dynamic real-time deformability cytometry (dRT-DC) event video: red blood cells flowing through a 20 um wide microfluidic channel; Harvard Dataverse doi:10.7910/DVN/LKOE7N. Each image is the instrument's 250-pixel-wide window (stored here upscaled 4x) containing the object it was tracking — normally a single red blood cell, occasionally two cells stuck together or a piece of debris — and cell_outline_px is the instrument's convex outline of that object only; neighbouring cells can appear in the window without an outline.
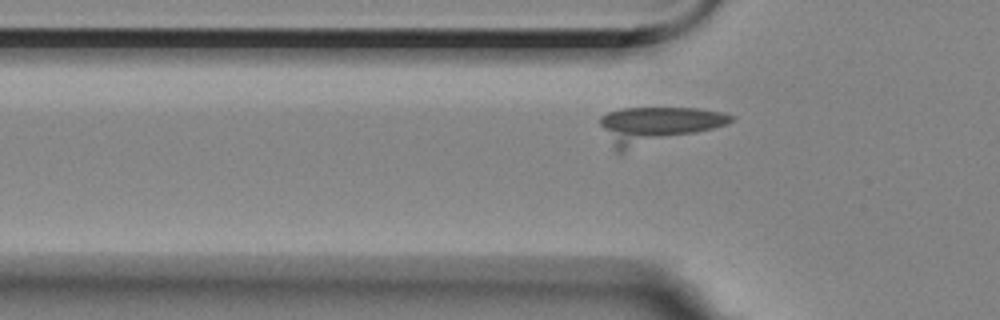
{"species": "Egyptian fruit bat (a non-hibernating species)", "species_latin": "Rousettus aegyptiacus", "temperature_condition": "room temperature", "stored_images_in_passage": 25, "camera_frame_rate_fps": 3000, "um_per_image_px": 0.085, "animal": {"sex": "female"}, "frame": {"image": 1, "passage_image": 22, "time_ms": 7.0, "image_size_px": [1000, 320], "cell_outline_px": [[736, 116], [728, 124], [620, 152], [616, 152], [600, 124], [600, 116], [608, 112], [620, 108], [700, 108], [724, 112]], "centroid_in_image_um": [55.86, 10.61], "position_along_channel_um": 69.9, "area_um2": 27.46}}